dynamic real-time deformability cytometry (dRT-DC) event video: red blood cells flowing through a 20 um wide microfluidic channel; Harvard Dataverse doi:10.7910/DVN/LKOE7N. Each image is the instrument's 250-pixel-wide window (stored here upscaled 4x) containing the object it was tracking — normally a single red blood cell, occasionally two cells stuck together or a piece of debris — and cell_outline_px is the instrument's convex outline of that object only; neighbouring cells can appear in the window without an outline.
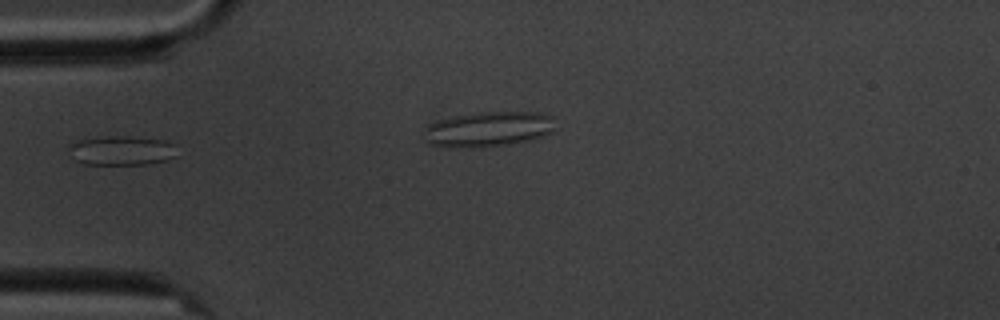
{"species": "common noctule bat (a hibernating species)", "species_latin": "Nyctalus noctula", "temperature_condition": "cold", "stored_images_in_passage": 2, "segment_of_instrument_passage": [1, 2], "camera_frame_rate_fps": 3000, "um_per_image_px": 0.085, "animal": {"sex": "male", "body_mass_g": 20.1, "forearm_length_mm": 53.5}, "frame": {"image": 1, "passage_image": 1, "time_ms": 0.0, "image_size_px": [1000, 320], "cell_outline_px": [[176, 156], [168, 160], [148, 164], [84, 164], [76, 160], [68, 148], [72, 144], [80, 140], [100, 136], [128, 136], [164, 140], [176, 144]], "centroid_in_image_um": [10.4, 12.79], "position_along_channel_um": 74.6, "area_um2": 18.55}}